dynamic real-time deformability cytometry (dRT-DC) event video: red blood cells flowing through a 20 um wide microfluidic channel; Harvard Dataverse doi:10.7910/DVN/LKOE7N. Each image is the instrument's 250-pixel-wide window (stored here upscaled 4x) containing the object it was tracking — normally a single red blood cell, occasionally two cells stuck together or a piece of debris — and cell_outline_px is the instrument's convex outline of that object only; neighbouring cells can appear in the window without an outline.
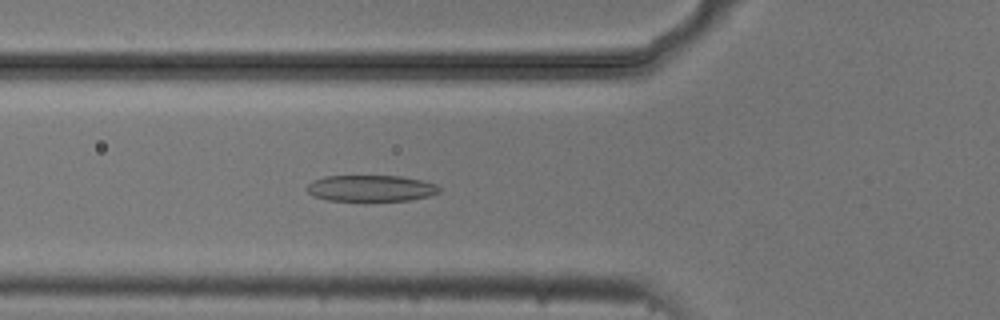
{"species": "common noctule bat (a hibernating species)", "species_latin": "Nyctalus noctula", "temperature_condition": "cold", "stored_images_in_passage": 4, "camera_frame_rate_fps": 3000, "um_per_image_px": 0.085, "animal": {"sex": "male", "body_mass_g": 20.5, "forearm_length_mm": 52.5}, "frame": {"image": 1, "passage_image": 4, "time_ms": 1.0, "image_size_px": [1000, 320], "cell_outline_px": [[440, 192], [428, 196], [408, 200], [328, 200], [312, 196], [304, 188], [312, 180], [324, 176], [400, 176], [420, 180], [436, 184], [440, 188]], "centroid_in_image_um": [31.47, 15.99], "position_along_channel_um": 94.3, "area_um2": 20.17}}